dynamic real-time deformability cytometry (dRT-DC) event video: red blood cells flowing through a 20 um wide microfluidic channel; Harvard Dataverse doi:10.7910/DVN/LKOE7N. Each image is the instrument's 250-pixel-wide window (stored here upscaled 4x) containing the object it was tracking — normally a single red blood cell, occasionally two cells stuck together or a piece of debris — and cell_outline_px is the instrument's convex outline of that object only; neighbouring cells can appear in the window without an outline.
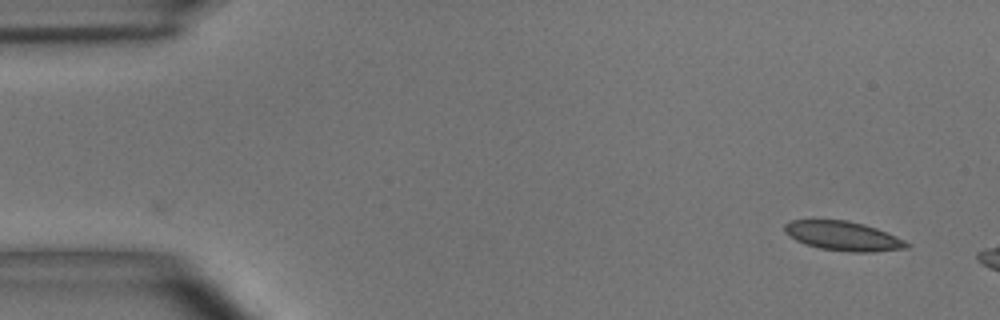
{"species": "common noctule bat (a hibernating species)", "species_latin": "Nyctalus noctula", "temperature_condition": "room temperature", "stored_images_in_passage": 2, "camera_frame_rate_fps": 3000, "um_per_image_px": 0.085, "animal": {"sex": "male", "body_mass_g": 15.6}, "frame": {"image": 1, "passage_image": 2, "time_ms": 0.333, "image_size_px": [1000, 320], "cell_outline_px": [[912, 244], [908, 248], [876, 252], [848, 252], [820, 248], [804, 244], [796, 240], [784, 232], [784, 224], [792, 220], [848, 220], [864, 224], [876, 228], [896, 236]], "centroid_in_image_um": [71.69, 20.06], "position_along_channel_um": 13.3, "area_um2": 20.98}}